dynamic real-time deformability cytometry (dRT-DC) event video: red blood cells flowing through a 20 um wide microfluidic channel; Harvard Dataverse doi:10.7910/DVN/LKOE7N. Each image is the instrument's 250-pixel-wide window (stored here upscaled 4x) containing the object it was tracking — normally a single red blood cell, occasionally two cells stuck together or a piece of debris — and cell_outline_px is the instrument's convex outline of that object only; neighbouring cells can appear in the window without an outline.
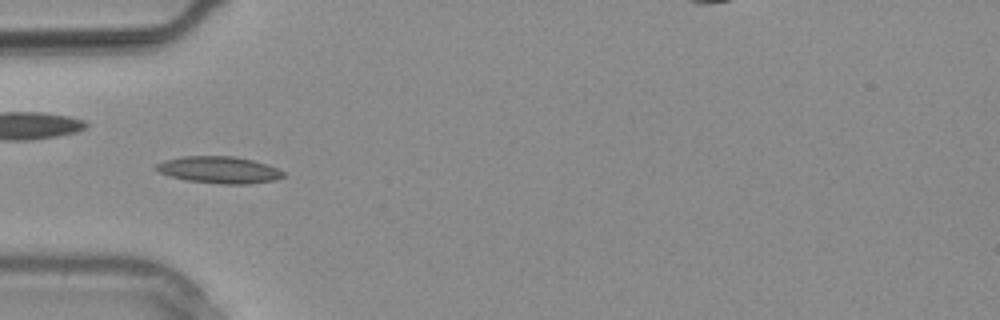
{"species": "common noctule bat (a hibernating species)", "species_latin": "Nyctalus noctula", "temperature_condition": "warm", "stored_images_in_passage": 21, "camera_frame_rate_fps": 3000, "um_per_image_px": 0.085, "animal": {"sex": "male", "body_mass_g": 20.4}, "frame": {"image": 1, "passage_image": 4, "time_ms": 1.0, "image_size_px": [1000, 320], "cell_outline_px": [[284, 176], [276, 180], [248, 184], [220, 184], [188, 180], [172, 176], [160, 172], [156, 168], [156, 164], [164, 160], [184, 156], [236, 156], [268, 164], [284, 172]], "centroid_in_image_um": [18.67, 14.43], "position_along_channel_um": 66.3, "area_um2": 19.77}}